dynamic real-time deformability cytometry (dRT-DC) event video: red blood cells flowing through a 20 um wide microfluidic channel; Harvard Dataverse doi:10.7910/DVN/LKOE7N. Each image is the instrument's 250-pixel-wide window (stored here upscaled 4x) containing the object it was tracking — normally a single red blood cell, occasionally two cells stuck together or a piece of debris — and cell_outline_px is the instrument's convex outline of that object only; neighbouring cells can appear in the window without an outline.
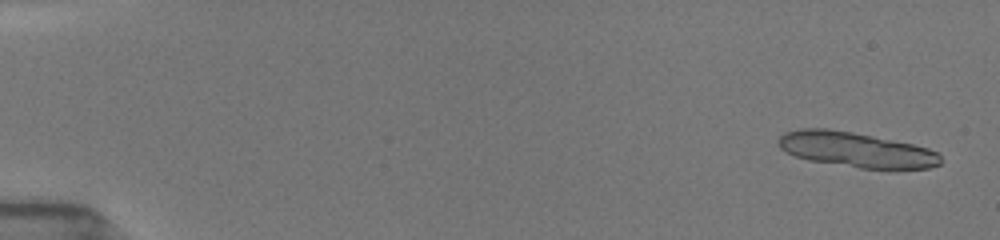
{"species": "common noctule bat (a hibernating species)", "species_latin": "Nyctalus noctula", "temperature_condition": "room temperature", "stored_images_in_passage": 20, "camera_frame_rate_fps": 3000, "um_per_image_px": 0.085, "animal": {"sex": "female", "body_mass_g": 19.5, "forearm_length_mm": 54.1}, "frame": {"image": 1, "passage_image": 2, "time_ms": 0.333, "image_size_px": [1000, 240], "cell_outline_px": [[940, 164], [928, 168], [896, 172], [860, 168], [808, 160], [796, 156], [780, 148], [776, 140], [784, 132], [800, 128], [828, 128], [852, 132], [912, 144], [928, 148], [936, 152], [940, 156]], "centroid_in_image_um": [72.8, 12.76], "position_along_channel_um": 12.2, "area_um2": 33.81}}